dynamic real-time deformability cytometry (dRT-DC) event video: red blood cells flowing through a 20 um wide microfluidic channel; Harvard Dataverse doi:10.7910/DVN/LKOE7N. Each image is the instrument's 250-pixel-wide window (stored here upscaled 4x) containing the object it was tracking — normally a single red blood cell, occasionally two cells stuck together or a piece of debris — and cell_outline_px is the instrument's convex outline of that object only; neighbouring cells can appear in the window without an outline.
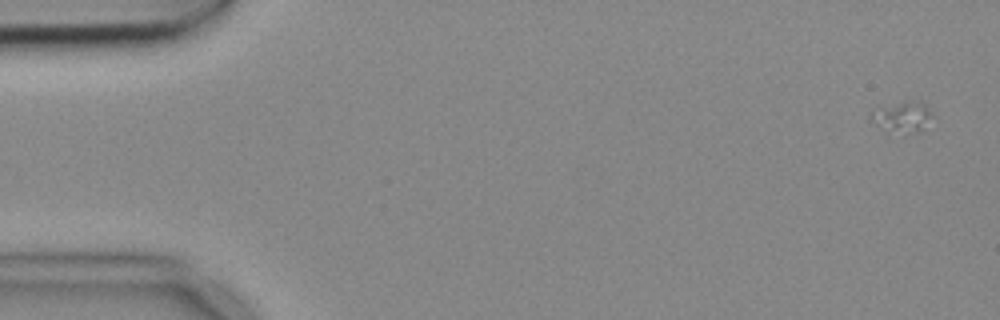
{"species": "common noctule bat (a hibernating species)", "species_latin": "Nyctalus noctula", "temperature_condition": "cold", "stored_images_in_passage": 3, "camera_frame_rate_fps": 3000, "um_per_image_px": 0.085, "animal": {"sex": "female", "body_mass_g": 18.4}, "frame": {"image": 1, "passage_image": 1, "time_ms": 0.0, "image_size_px": [1000, 320], "cell_outline_px": [[932, 116], [916, 132], [888, 128], [876, 124], [872, 120], [872, 108], [904, 100], [920, 100], [924, 104]], "centroid_in_image_um": [76.66, 9.81], "position_along_channel_um": 8.3, "area_um2": 10.17}}